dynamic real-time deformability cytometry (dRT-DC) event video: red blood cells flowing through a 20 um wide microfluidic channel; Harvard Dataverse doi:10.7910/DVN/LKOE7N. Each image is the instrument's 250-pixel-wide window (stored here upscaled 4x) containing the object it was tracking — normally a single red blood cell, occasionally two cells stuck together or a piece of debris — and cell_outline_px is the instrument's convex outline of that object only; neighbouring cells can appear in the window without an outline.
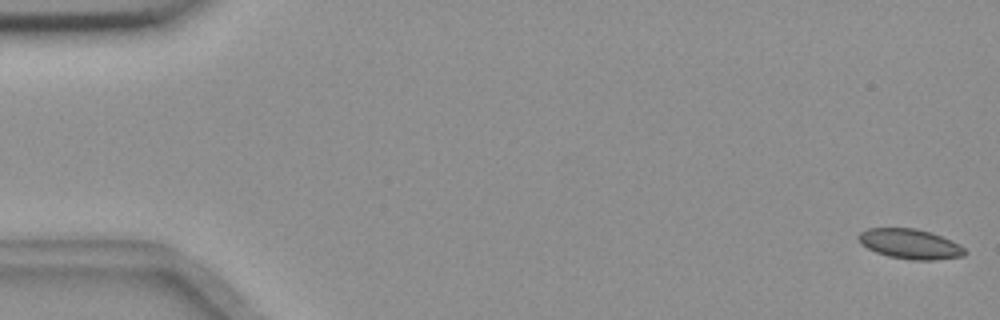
{"species": "common noctule bat (a hibernating species)", "species_latin": "Nyctalus noctula", "temperature_condition": "room temperature", "stored_images_in_passage": 56, "camera_frame_rate_fps": 3000, "um_per_image_px": 0.085, "animal": {"sex": "female", "body_mass_g": 18.4}, "frame": {"image": 1, "passage_image": 1, "time_ms": 0.0, "image_size_px": [1000, 320], "cell_outline_px": [[968, 252], [964, 256], [936, 260], [912, 260], [888, 256], [876, 252], [860, 244], [856, 236], [860, 232], [868, 228], [916, 228], [932, 232], [960, 244]], "centroid_in_image_um": [77.36, 20.73], "position_along_channel_um": 7.6, "area_um2": 18.79}}
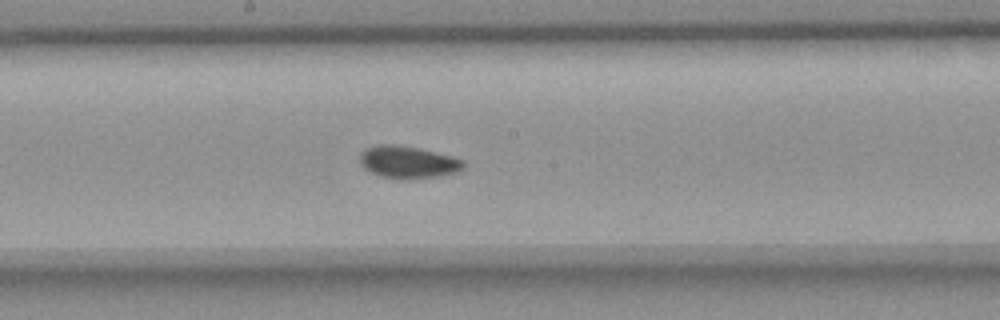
{"frame": {"image": 2, "passage_image": 30, "time_ms": 9.667, "image_size_px": [1000, 320], "cell_outline_px": [[464, 168], [460, 172], [440, 176], [408, 180], [400, 180], [380, 176], [364, 168], [360, 164], [360, 152], [364, 148], [380, 144], [396, 144], [420, 148], [452, 156], [464, 160]], "centroid_in_image_um": [34.69, 13.79], "position_along_channel_um": 213.5, "area_um2": 20.0}}
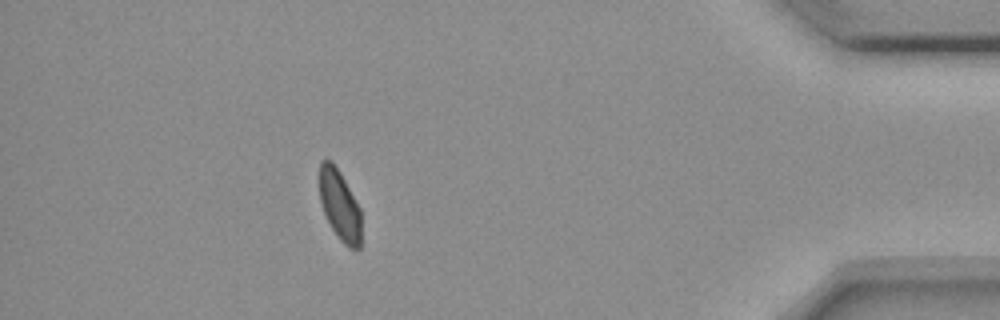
{"frame": {"image": 3, "passage_image": 50, "time_ms": 16.333, "image_size_px": [1000, 320], "cell_outline_px": [[360, 248], [356, 252], [348, 248], [340, 240], [332, 228], [324, 212], [320, 200], [320, 160], [332, 160], [340, 172], [360, 208]], "centroid_in_image_um": [28.88, 17.46], "position_along_channel_um": 406.3, "area_um2": 17.05}, "authors_computed_cell_mechanics": {"area_um2": 18.785, "velocity_mm_per_s": 3.6485, "shape_relaxation_time_tau1_ms": 6.0983, "shape_relaxation_time_tau2_ms": 1.131, "deformation_change_tau1": 0.0761, "deformation_change_tau2": 0.0334}}